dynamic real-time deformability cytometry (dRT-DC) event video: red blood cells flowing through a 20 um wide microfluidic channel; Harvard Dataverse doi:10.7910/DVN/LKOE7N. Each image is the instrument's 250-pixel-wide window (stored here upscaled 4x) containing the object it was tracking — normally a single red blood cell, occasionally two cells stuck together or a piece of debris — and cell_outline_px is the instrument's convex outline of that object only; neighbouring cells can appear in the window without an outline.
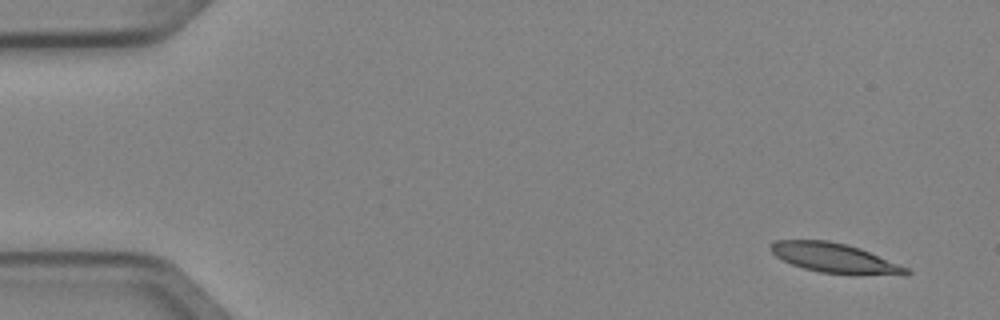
{"species": "Egyptian fruit bat (a non-hibernating species)", "species_latin": "Rousettus aegyptiacus", "temperature_condition": "cold", "stored_images_in_passage": 5, "camera_frame_rate_fps": 3000, "um_per_image_px": 0.085, "animal": {"sex": "female"}, "frame": {"image": 1, "passage_image": 1, "time_ms": 0.0, "image_size_px": [1000, 320], "cell_outline_px": [[912, 272], [908, 276], [852, 276], [820, 272], [804, 268], [792, 264], [776, 256], [768, 248], [776, 240], [828, 240], [860, 248], [908, 268]], "centroid_in_image_um": [71.05, 21.98], "position_along_channel_um": 14.0, "area_um2": 23.87}}
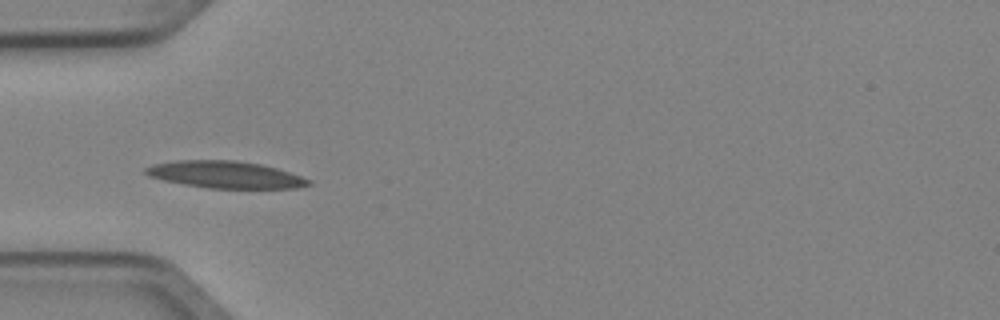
{"frame": {"image": 2, "passage_image": 4, "time_ms": 1.0, "image_size_px": [1000, 320], "cell_outline_px": [[312, 184], [296, 188], [208, 188], [184, 184], [164, 180], [148, 176], [144, 172], [144, 168], [152, 164], [176, 160], [236, 160], [260, 164], [276, 168], [312, 180]], "centroid_in_image_um": [19.13, 14.84], "position_along_channel_um": 65.9, "area_um2": 25.61}}
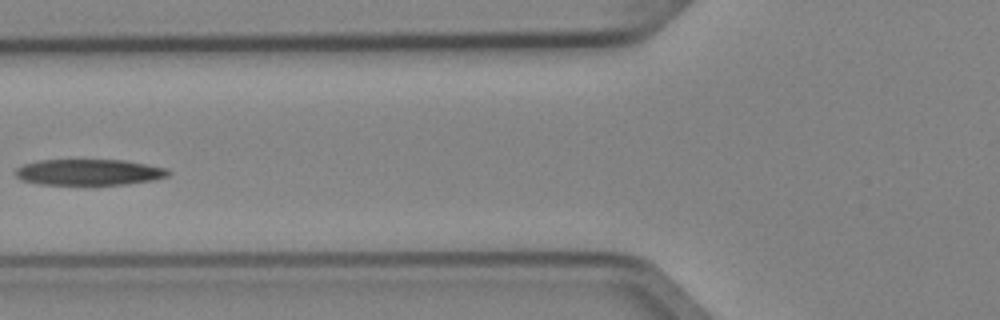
{"frame": {"image": 3, "passage_image": 5, "time_ms": 1.333, "image_size_px": [1000, 320], "cell_outline_px": [[172, 172], [168, 176], [156, 180], [128, 184], [40, 184], [20, 180], [16, 176], [16, 168], [24, 164], [40, 160], [124, 160], [168, 168]], "centroid_in_image_um": [7.61, 14.63], "position_along_channel_um": 118.2, "area_um2": 23.24}}